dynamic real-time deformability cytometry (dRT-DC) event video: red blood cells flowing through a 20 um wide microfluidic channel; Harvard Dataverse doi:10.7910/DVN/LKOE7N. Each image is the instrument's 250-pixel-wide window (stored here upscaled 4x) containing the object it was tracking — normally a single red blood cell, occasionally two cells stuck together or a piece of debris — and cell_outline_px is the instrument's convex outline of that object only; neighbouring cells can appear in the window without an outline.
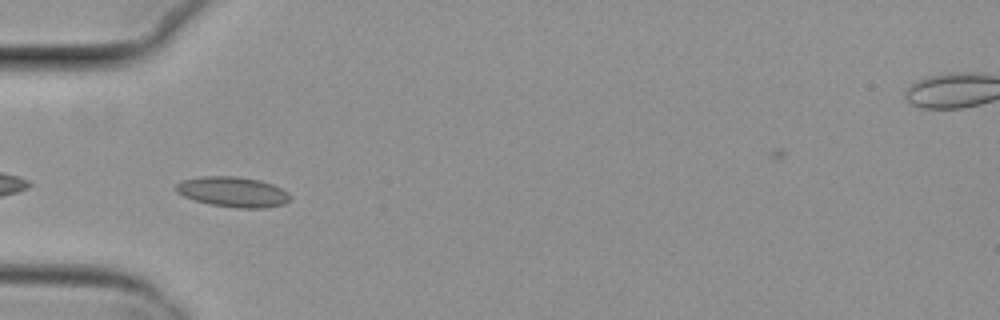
{"species": "common noctule bat (a hibernating species)", "species_latin": "Nyctalus noctula", "temperature_condition": "cold", "stored_images_in_passage": 38, "camera_frame_rate_fps": 3000, "um_per_image_px": 0.085, "animal": {"sex": "female", "body_mass_g": 29.2, "forearm_length_mm": 56.3}, "frame": {"image": 1, "passage_image": 2, "time_ms": 0.333, "image_size_px": [1000, 320], "cell_outline_px": [[292, 200], [284, 204], [268, 208], [236, 208], [208, 204], [184, 196], [176, 192], [176, 184], [184, 180], [200, 176], [236, 176], [260, 180], [272, 184], [288, 192], [292, 196]], "centroid_in_image_um": [19.84, 16.32], "position_along_channel_um": 65.2, "area_um2": 20.29}}
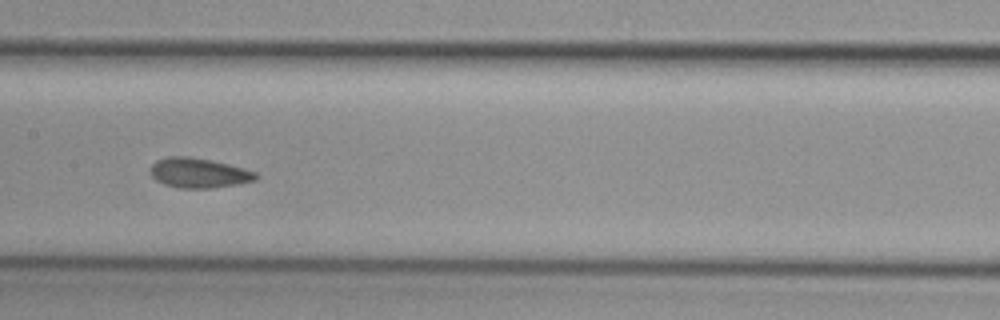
{"frame": {"image": 2, "passage_image": 12, "time_ms": 3.667, "image_size_px": [1000, 320], "cell_outline_px": [[260, 176], [256, 180], [236, 184], [212, 188], [180, 188], [164, 184], [156, 180], [148, 172], [148, 168], [156, 160], [168, 156], [188, 156], [212, 160], [244, 168], [256, 172]], "centroid_in_image_um": [16.87, 14.69], "position_along_channel_um": 190.5, "area_um2": 18.55}}
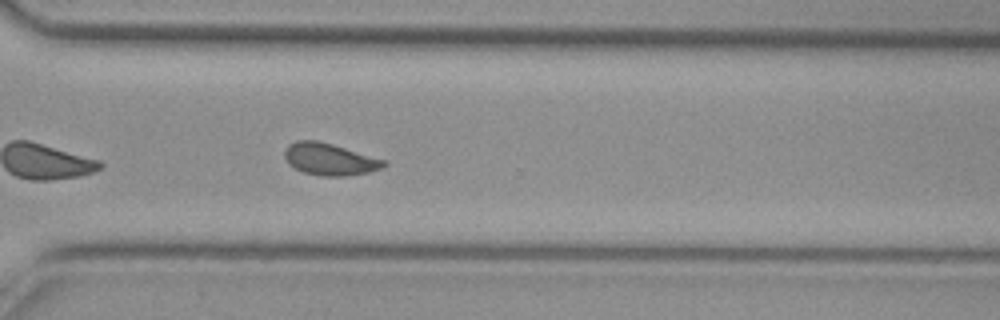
{"frame": {"image": 3, "passage_image": 24, "time_ms": 7.667, "image_size_px": [1000, 320], "cell_outline_px": [[388, 164], [384, 168], [368, 172], [348, 176], [320, 176], [304, 172], [288, 164], [284, 156], [284, 152], [288, 144], [296, 140], [316, 140], [332, 144], [388, 160]], "centroid_in_image_um": [28.06, 13.53], "position_along_channel_um": 342.5, "area_um2": 18.73}, "authors_computed_cell_mechanics": {"area_um2": 18.496, "velocity_mm_per_s": 3.8104, "shape_relaxation_time_tau1_ms": null, "shape_relaxation_time_tau2_ms": 1.6104, "deformation_change_tau1": null, "deformation_change_tau2": 0.0483}}